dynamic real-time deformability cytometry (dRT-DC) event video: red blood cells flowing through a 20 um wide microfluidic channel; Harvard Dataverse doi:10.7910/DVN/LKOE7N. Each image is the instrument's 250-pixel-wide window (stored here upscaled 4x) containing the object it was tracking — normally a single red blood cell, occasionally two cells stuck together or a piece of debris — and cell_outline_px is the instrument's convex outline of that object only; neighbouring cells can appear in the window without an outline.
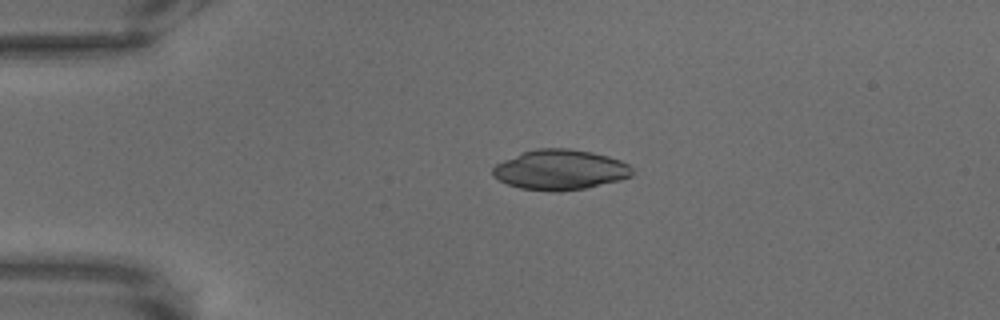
{"species": "common noctule bat (a hibernating species)", "species_latin": "Nyctalus noctula", "temperature_condition": "warm", "stored_images_in_passage": 53, "camera_frame_rate_fps": 3000, "um_per_image_px": 0.085, "animal": {"sex": "male", "body_mass_g": 18.8}, "frame": {"image": 1, "passage_image": 1, "time_ms": 0.0, "image_size_px": [1000, 320], "cell_outline_px": [[632, 176], [620, 180], [584, 188], [560, 192], [556, 192], [520, 188], [508, 184], [492, 176], [492, 168], [496, 164], [504, 160], [524, 152], [540, 148], [568, 148], [592, 152], [608, 156], [620, 160], [628, 164], [632, 168]], "centroid_in_image_um": [47.61, 14.43], "position_along_channel_um": 37.4, "area_um2": 32.48}}
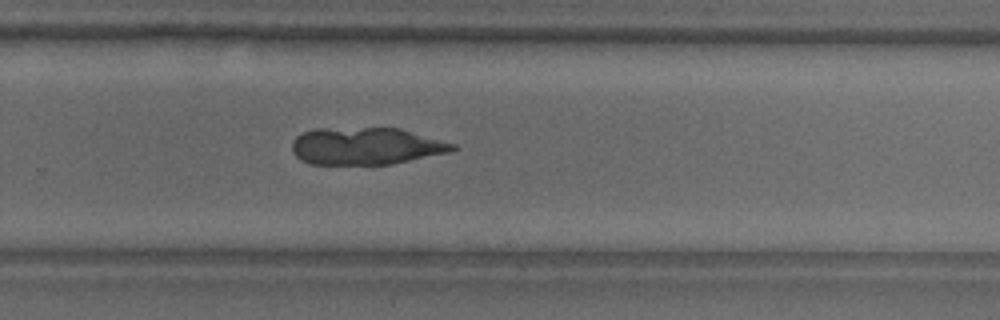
{"frame": {"image": 2, "passage_image": 31, "time_ms": 10.0, "image_size_px": [1000, 320], "cell_outline_px": [[456, 148], [452, 152], [392, 164], [308, 164], [300, 160], [292, 152], [292, 140], [296, 136], [312, 128], [400, 128], [456, 144]], "centroid_in_image_um": [31.09, 12.42], "position_along_channel_um": 298.7, "area_um2": 35.08}}
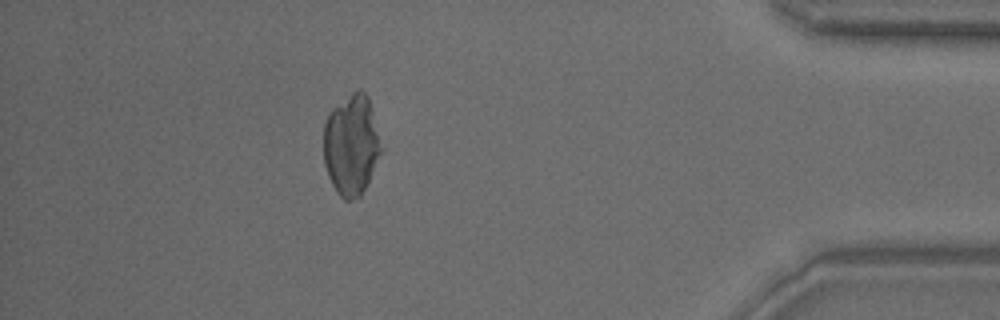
{"frame": {"image": 3, "passage_image": 46, "time_ms": 15.0, "image_size_px": [1000, 320], "cell_outline_px": [[384, 148], [360, 196], [348, 200], [344, 200], [336, 192], [328, 176], [324, 164], [324, 124], [332, 108], [352, 92], [360, 88], [368, 96]], "centroid_in_image_um": [29.88, 12.3], "position_along_channel_um": 405.3, "area_um2": 33.87}}